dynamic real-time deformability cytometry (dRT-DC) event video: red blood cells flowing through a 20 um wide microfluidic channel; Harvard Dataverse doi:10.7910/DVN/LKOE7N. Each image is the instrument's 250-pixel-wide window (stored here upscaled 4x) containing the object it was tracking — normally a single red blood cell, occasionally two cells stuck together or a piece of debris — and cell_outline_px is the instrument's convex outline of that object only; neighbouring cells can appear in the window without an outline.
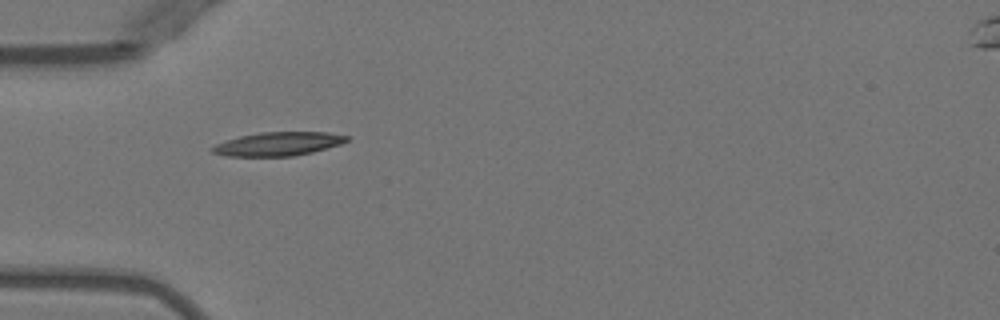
{"species": "Egyptian fruit bat (a non-hibernating species)", "species_latin": "Rousettus aegyptiacus", "temperature_condition": "warm", "stored_images_in_passage": 37, "camera_frame_rate_fps": 3000, "um_per_image_px": 0.085, "animal": {"sex": "female"}, "frame": {"image": 1, "passage_image": 2, "time_ms": 0.333, "image_size_px": [1000, 320], "cell_outline_px": [[348, 140], [340, 144], [312, 152], [292, 156], [224, 156], [212, 152], [208, 148], [216, 144], [240, 136], [260, 132], [328, 132], [348, 136]], "centroid_in_image_um": [23.61, 12.23], "position_along_channel_um": 61.4, "area_um2": 18.44}}
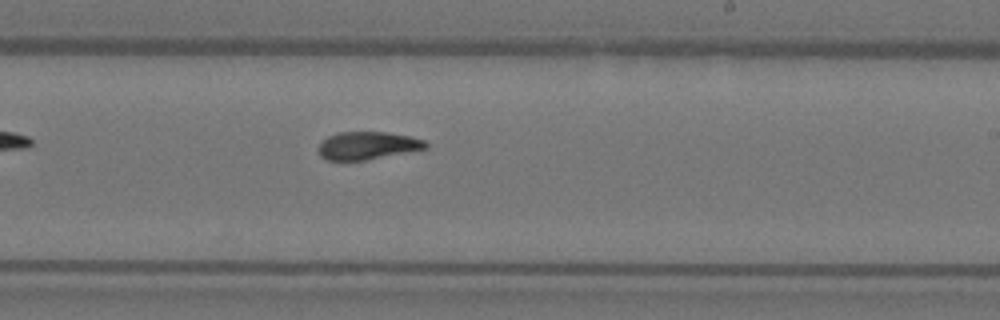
{"frame": {"image": 2, "passage_image": 17, "time_ms": 5.333, "image_size_px": [1000, 320], "cell_outline_px": [[428, 148], [364, 160], [328, 160], [320, 156], [316, 148], [328, 136], [340, 132], [384, 132], [412, 136], [424, 140], [428, 144]], "centroid_in_image_um": [31.23, 12.37], "position_along_channel_um": 257.8, "area_um2": 17.28}}
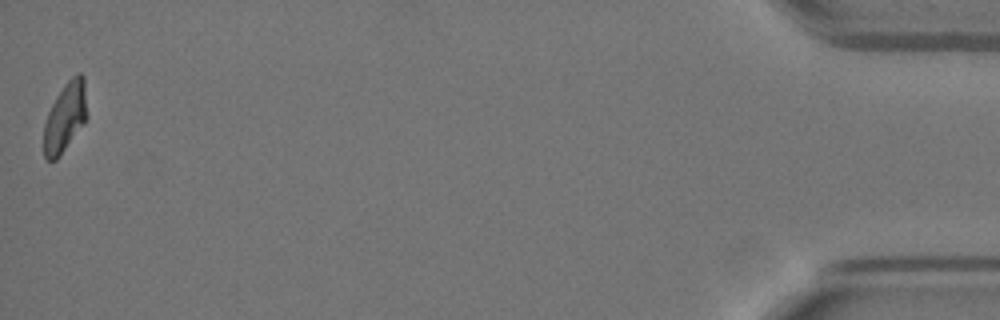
{"frame": {"image": 3, "passage_image": 37, "time_ms": 12.0, "image_size_px": [1000, 320], "cell_outline_px": [[88, 116], [84, 124], [60, 156], [56, 160], [48, 160], [44, 156], [44, 124], [48, 112], [56, 96], [64, 84], [76, 72], [80, 72], [84, 76]], "centroid_in_image_um": [5.56, 9.93], "position_along_channel_um": 429.6, "area_um2": 17.74}, "authors_computed_cell_mechanics": {"area_um2": 17.9758, "velocity_mm_per_s": 3.982, "shape_relaxation_time_tau1_ms": 7.4384, "shape_relaxation_time_tau2_ms": 2.9763, "deformation_change_tau1": 0.2428, "deformation_change_tau2": 0.083}}